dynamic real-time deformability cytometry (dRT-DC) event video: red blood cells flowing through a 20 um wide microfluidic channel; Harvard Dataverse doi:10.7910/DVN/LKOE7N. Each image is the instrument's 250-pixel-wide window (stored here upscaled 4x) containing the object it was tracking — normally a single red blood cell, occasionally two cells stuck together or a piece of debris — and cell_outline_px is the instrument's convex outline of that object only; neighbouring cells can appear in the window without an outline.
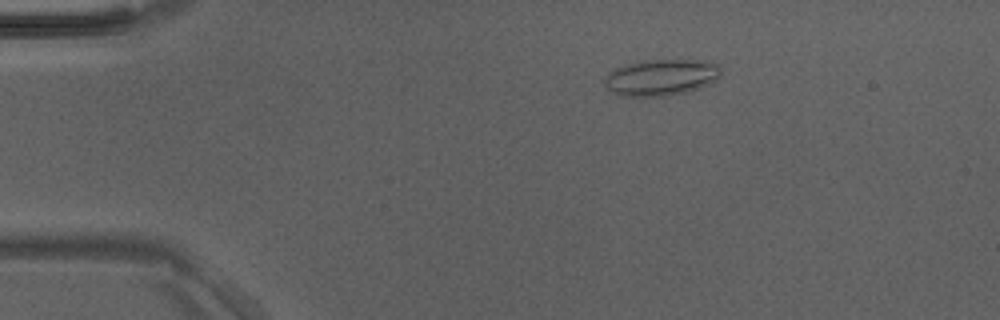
{"species": "Egyptian fruit bat (a non-hibernating species)", "species_latin": "Rousettus aegyptiacus", "temperature_condition": "room temperature", "stored_images_in_passage": 43, "camera_frame_rate_fps": 3000, "um_per_image_px": 0.085, "animal": {"sex": "male"}, "frame": {"image": 1, "passage_image": 4, "time_ms": 1.0, "image_size_px": [1000, 320], "cell_outline_px": [[720, 76], [716, 80], [692, 92], [668, 96], [620, 96], [612, 92], [604, 84], [604, 80], [608, 72], [616, 68], [640, 60], [712, 60], [720, 68]], "centroid_in_image_um": [56.22, 6.58], "position_along_channel_um": 28.8, "area_um2": 25.03}}
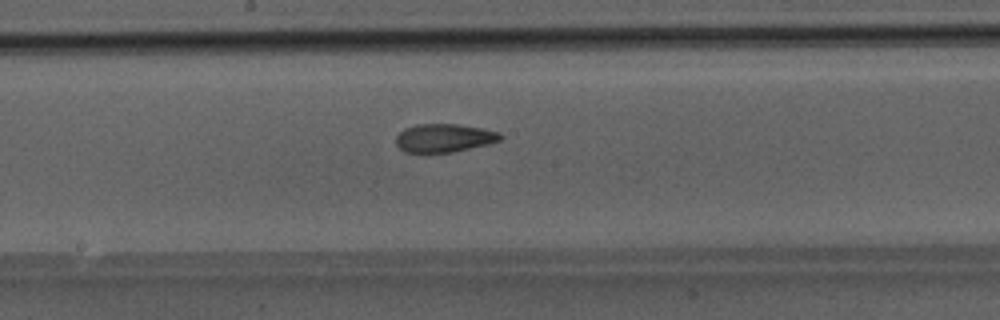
{"frame": {"image": 2, "passage_image": 21, "time_ms": 6.667, "image_size_px": [1000, 320], "cell_outline_px": [[504, 136], [500, 140], [488, 144], [452, 152], [404, 152], [396, 144], [396, 136], [404, 128], [416, 124], [460, 124], [500, 132]], "centroid_in_image_um": [37.75, 11.72], "position_along_channel_um": 210.5, "area_um2": 17.22}}
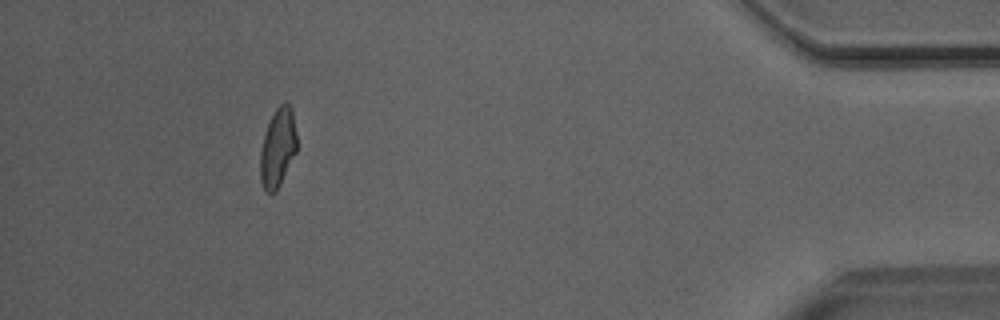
{"frame": {"image": 3, "passage_image": 39, "time_ms": 12.667, "image_size_px": [1000, 320], "cell_outline_px": [[296, 152], [280, 184], [272, 192], [264, 192], [260, 180], [260, 148], [268, 124], [276, 108], [284, 100], [292, 108], [296, 132]], "centroid_in_image_um": [23.6, 12.54], "position_along_channel_um": 411.6, "area_um2": 16.7}}